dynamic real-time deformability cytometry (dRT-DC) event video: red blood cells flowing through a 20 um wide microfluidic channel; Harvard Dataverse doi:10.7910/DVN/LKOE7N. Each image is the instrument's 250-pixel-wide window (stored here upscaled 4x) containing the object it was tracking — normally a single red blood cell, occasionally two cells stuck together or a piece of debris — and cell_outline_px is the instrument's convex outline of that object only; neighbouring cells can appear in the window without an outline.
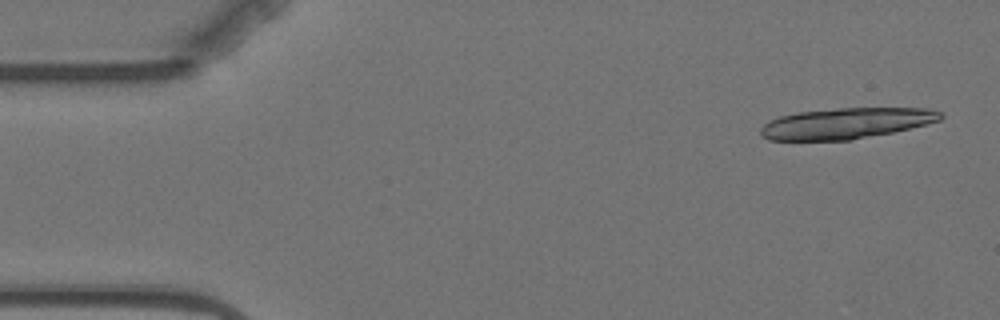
{"species": "Egyptian fruit bat (a non-hibernating species)", "species_latin": "Rousettus aegyptiacus", "temperature_condition": "warm", "stored_images_in_passage": 5, "camera_frame_rate_fps": 3000, "um_per_image_px": 0.085, "animal": {"sex": "female"}, "frame": {"image": 1, "passage_image": 1, "time_ms": 0.0, "image_size_px": [1000, 320], "cell_outline_px": [[944, 116], [940, 120], [892, 132], [852, 140], [768, 140], [760, 136], [760, 128], [768, 120], [780, 116], [800, 112], [840, 108], [932, 108], [940, 112]], "centroid_in_image_um": [71.88, 10.48], "position_along_channel_um": 13.1, "area_um2": 32.25}}